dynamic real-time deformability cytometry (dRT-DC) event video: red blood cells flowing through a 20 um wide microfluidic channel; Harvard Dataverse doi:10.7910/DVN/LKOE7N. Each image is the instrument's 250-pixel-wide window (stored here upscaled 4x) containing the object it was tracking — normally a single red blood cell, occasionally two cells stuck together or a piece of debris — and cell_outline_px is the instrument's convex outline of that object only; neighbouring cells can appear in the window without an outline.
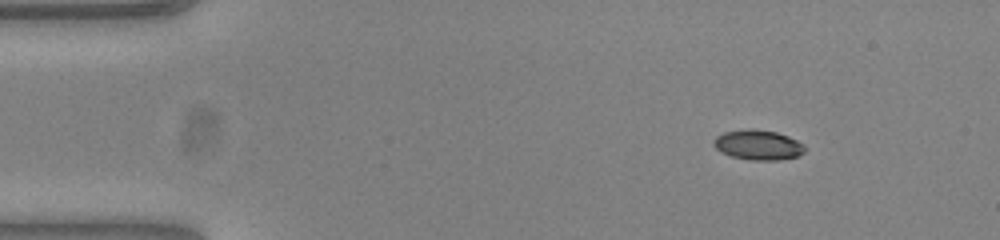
{"species": "common noctule bat (a hibernating species)", "species_latin": "Nyctalus noctula", "temperature_condition": "warm", "stored_images_in_passage": 47, "camera_frame_rate_fps": 3000, "um_per_image_px": 0.085, "animal": {"sex": "female", "body_mass_g": 23.0, "forearm_length_mm": 53.4}, "frame": {"image": 1, "passage_image": 1, "time_ms": 0.0, "image_size_px": [1000, 240], "cell_outline_px": [[804, 152], [796, 156], [776, 160], [752, 160], [732, 156], [720, 152], [712, 144], [712, 140], [716, 136], [724, 132], [748, 128], [752, 128], [776, 132], [788, 136], [804, 144]], "centroid_in_image_um": [64.39, 12.3], "position_along_channel_um": 20.6, "area_um2": 15.9}}
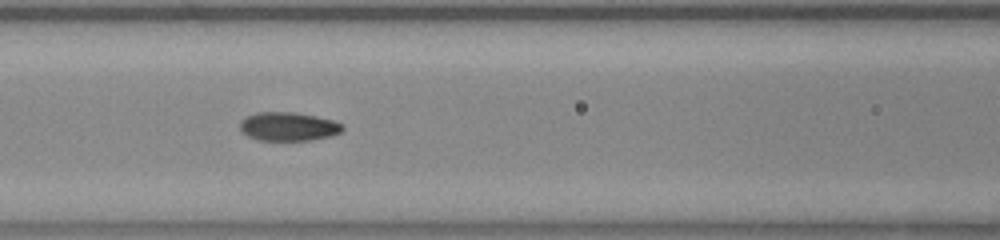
{"frame": {"image": 2, "passage_image": 17, "time_ms": 5.333, "image_size_px": [1000, 240], "cell_outline_px": [[344, 128], [340, 132], [332, 136], [312, 140], [260, 140], [248, 136], [240, 128], [240, 120], [244, 116], [256, 112], [296, 112], [316, 116], [332, 120], [344, 124]], "centroid_in_image_um": [24.52, 10.74], "position_along_channel_um": 142.1, "area_um2": 17.28}}
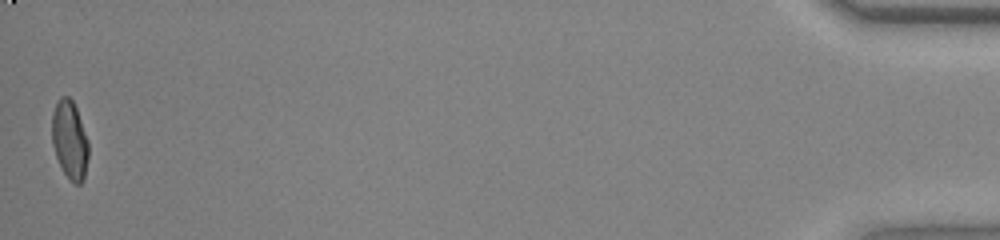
{"frame": {"image": 3, "passage_image": 47, "time_ms": 15.333, "image_size_px": [1000, 240], "cell_outline_px": [[88, 156], [84, 180], [80, 184], [76, 184], [64, 172], [56, 156], [52, 144], [52, 112], [60, 96], [68, 96], [72, 100], [76, 108], [88, 140]], "centroid_in_image_um": [5.92, 11.87], "position_along_channel_um": 429.3, "area_um2": 16.53}, "authors_computed_cell_mechanics": {"area_um2": 17.1088, "velocity_mm_per_s": 3.8717, "shape_relaxation_time_tau1_ms": null, "shape_relaxation_time_tau2_ms": 1.1375, "deformation_change_tau1": null, "deformation_change_tau2": 0.0512}}